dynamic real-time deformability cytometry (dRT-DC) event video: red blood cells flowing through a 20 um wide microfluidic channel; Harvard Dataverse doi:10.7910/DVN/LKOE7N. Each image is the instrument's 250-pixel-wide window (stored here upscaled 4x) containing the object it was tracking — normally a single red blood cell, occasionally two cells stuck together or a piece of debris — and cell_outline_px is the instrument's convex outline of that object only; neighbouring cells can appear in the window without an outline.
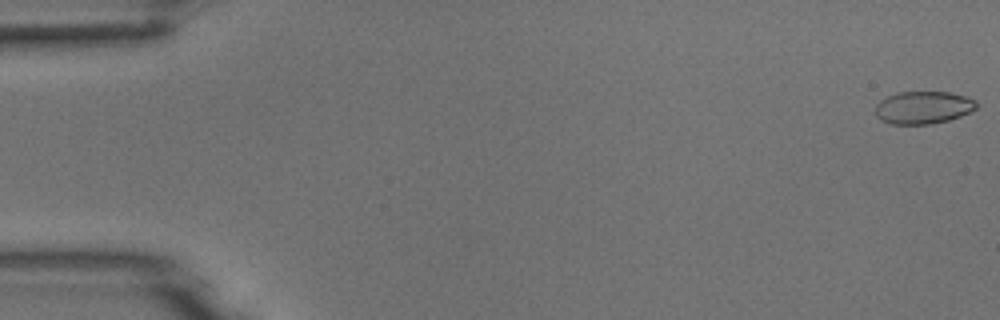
{"species": "common noctule bat (a hibernating species)", "species_latin": "Nyctalus noctula", "temperature_condition": "room temperature", "stored_images_in_passage": 54, "camera_frame_rate_fps": 3000, "um_per_image_px": 0.085, "animal": {"sex": "male", "body_mass_g": 18.8}, "frame": {"image": 1, "passage_image": 1, "time_ms": 0.0, "image_size_px": [1000, 320], "cell_outline_px": [[976, 108], [972, 112], [948, 120], [932, 124], [892, 124], [880, 120], [876, 116], [876, 104], [880, 100], [896, 92], [948, 92], [964, 96], [976, 100]], "centroid_in_image_um": [78.46, 9.14], "position_along_channel_um": 6.5, "area_um2": 19.25}}
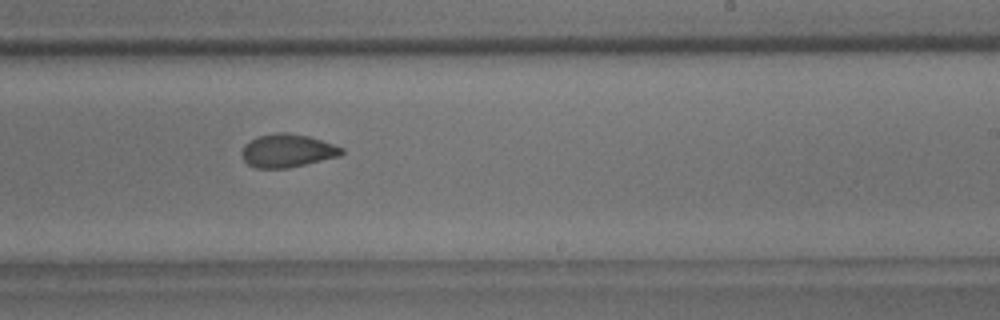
{"frame": {"image": 2, "passage_image": 33, "time_ms": 10.667, "image_size_px": [1000, 320], "cell_outline_px": [[344, 152], [340, 156], [288, 168], [256, 168], [248, 164], [240, 156], [240, 152], [244, 144], [260, 136], [276, 132], [288, 132], [308, 136], [344, 148]], "centroid_in_image_um": [24.4, 12.81], "position_along_channel_um": 264.6, "area_um2": 19.31}}
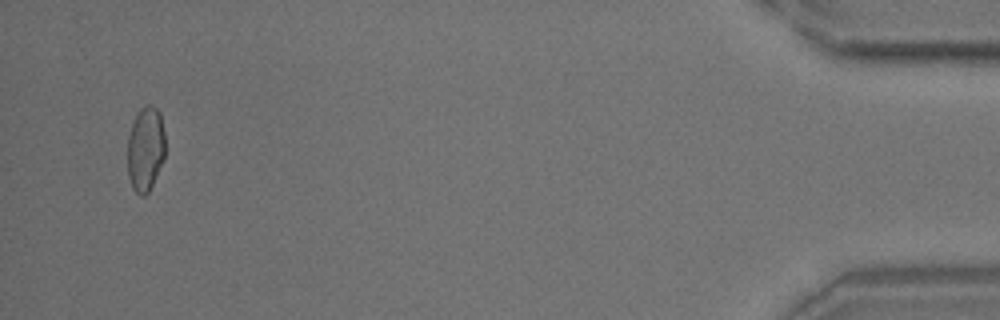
{"frame": {"image": 3, "passage_image": 52, "time_ms": 17.0, "image_size_px": [1000, 320], "cell_outline_px": [[164, 160], [148, 192], [144, 196], [140, 196], [132, 188], [128, 176], [128, 136], [132, 124], [140, 108], [144, 104], [152, 104], [160, 112], [164, 132]], "centroid_in_image_um": [12.36, 12.64], "position_along_channel_um": 422.8, "area_um2": 18.67}}